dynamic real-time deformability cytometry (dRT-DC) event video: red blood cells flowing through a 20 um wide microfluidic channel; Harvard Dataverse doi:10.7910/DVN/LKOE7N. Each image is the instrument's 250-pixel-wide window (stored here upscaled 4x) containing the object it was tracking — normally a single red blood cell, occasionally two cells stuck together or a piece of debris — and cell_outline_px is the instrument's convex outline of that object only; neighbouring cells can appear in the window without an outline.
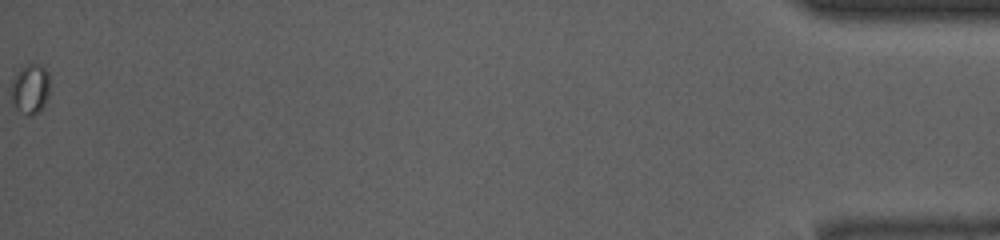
{"species": "common noctule bat (a hibernating species)", "species_latin": "Nyctalus noctula", "temperature_condition": "room temperature", "stored_images_in_passage": 50, "camera_frame_rate_fps": 3000, "um_per_image_px": 0.085, "animal": {"sex": "male", "body_mass_g": 13.0, "forearm_length_mm": 53.1}, "frame": {"image": 1, "passage_image": 50, "time_ms": 16.333, "image_size_px": [1000, 240], "cell_outline_px": [[48, 92], [44, 104], [36, 112], [28, 116], [16, 108], [12, 100], [12, 80], [20, 68], [24, 64], [40, 64], [48, 72]], "centroid_in_image_um": [2.56, 7.51], "position_along_channel_um": 432.6, "area_um2": 10.87}}